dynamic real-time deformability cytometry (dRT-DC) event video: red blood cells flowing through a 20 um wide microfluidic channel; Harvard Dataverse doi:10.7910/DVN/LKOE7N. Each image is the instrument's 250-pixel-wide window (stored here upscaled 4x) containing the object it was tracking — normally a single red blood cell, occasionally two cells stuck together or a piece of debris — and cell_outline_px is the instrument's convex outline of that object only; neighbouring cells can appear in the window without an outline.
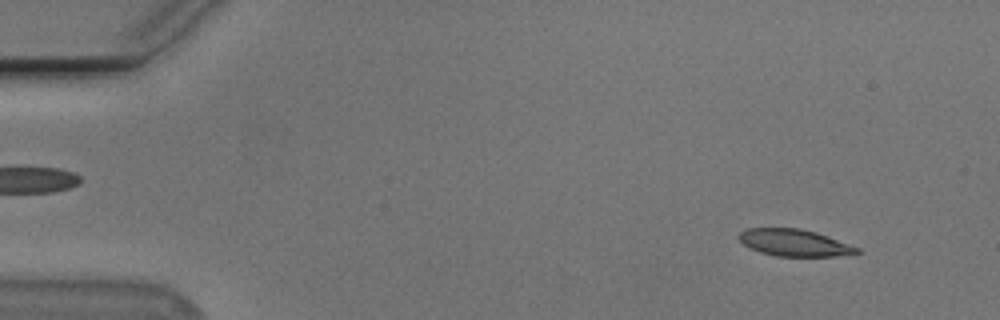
{"species": "Egyptian fruit bat (a non-hibernating species)", "species_latin": "Rousettus aegyptiacus", "temperature_condition": "cold", "stored_images_in_passage": 54, "camera_frame_rate_fps": 3000, "um_per_image_px": 0.085, "animal": {"sex": "male"}, "frame": {"image": 1, "passage_image": 5, "time_ms": 1.333, "image_size_px": [1000, 320], "cell_outline_px": [[860, 252], [836, 256], [776, 256], [760, 252], [744, 244], [736, 236], [744, 228], [800, 228], [816, 232], [828, 236], [860, 248]], "centroid_in_image_um": [67.5, 20.62], "position_along_channel_um": 17.5, "area_um2": 18.44}}
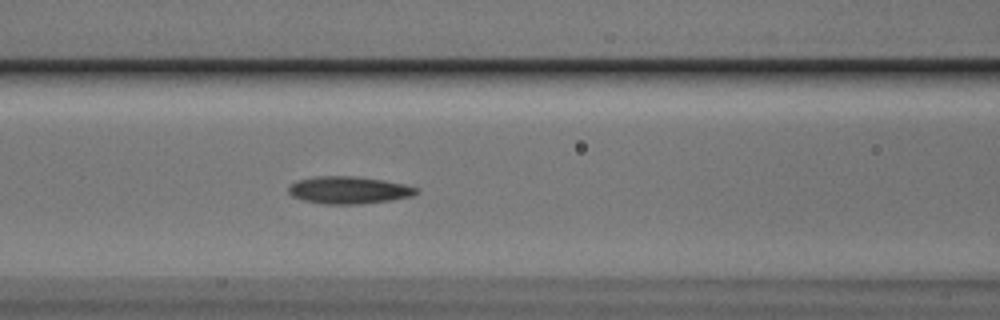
{"frame": {"image": 2, "passage_image": 23, "time_ms": 7.333, "image_size_px": [1000, 320], "cell_outline_px": [[420, 192], [412, 196], [392, 200], [360, 204], [324, 204], [304, 200], [292, 196], [288, 192], [288, 184], [296, 180], [316, 176], [352, 176], [384, 180], [404, 184], [420, 188]], "centroid_in_image_um": [29.65, 16.15], "position_along_channel_um": 136.9, "area_um2": 20.58}}
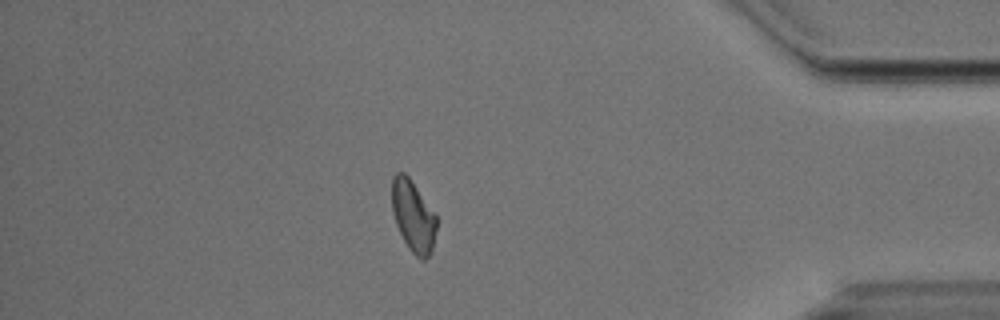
{"frame": {"image": 3, "passage_image": 47, "time_ms": 15.333, "image_size_px": [1000, 320], "cell_outline_px": [[436, 228], [432, 248], [428, 256], [424, 260], [420, 260], [408, 248], [396, 224], [392, 212], [392, 176], [396, 172], [404, 172], [408, 176], [436, 212]], "centroid_in_image_um": [35.12, 18.34], "position_along_channel_um": 400.1, "area_um2": 18.67}, "authors_computed_cell_mechanics": {"area_um2": 19.652, "velocity_mm_per_s": 3.7524, "shape_relaxation_time_tau1_ms": 4.5396, "shape_relaxation_time_tau2_ms": 8.6154, "deformation_change_tau1": 0.1393, "deformation_change_tau2": 0.1585}}